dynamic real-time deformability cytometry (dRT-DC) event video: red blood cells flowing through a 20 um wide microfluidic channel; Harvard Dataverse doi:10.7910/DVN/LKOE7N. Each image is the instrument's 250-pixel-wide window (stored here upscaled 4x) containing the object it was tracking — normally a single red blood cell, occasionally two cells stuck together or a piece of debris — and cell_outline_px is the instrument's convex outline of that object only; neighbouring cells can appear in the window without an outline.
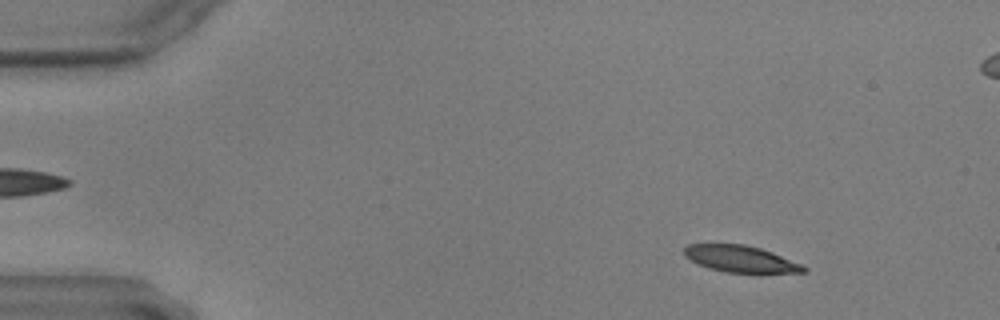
{"species": "common noctule bat (a hibernating species)", "species_latin": "Nyctalus noctula", "temperature_condition": "warm", "stored_images_in_passage": 58, "camera_frame_rate_fps": 3000, "um_per_image_px": 0.085, "animal": {"sex": "male", "body_mass_g": 17.9, "forearm_length_mm": 54.2}, "frame": {"image": 1, "passage_image": 7, "time_ms": 2.0, "image_size_px": [1000, 320], "cell_outline_px": [[808, 268], [804, 272], [728, 272], [708, 268], [684, 256], [684, 248], [688, 244], [744, 244], [760, 248], [772, 252], [800, 264]], "centroid_in_image_um": [62.91, 21.99], "position_along_channel_um": 22.1, "area_um2": 18.09}}
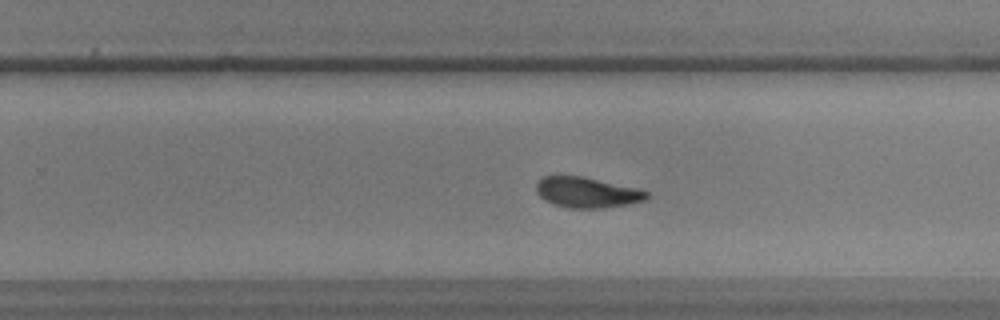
{"frame": {"image": 2, "passage_image": 37, "time_ms": 12.0, "image_size_px": [1000, 320], "cell_outline_px": [[652, 196], [644, 200], [628, 204], [604, 208], [568, 208], [552, 204], [544, 200], [536, 192], [536, 184], [544, 176], [584, 176], [636, 188], [648, 192]], "centroid_in_image_um": [49.89, 16.36], "position_along_channel_um": 279.9, "area_um2": 19.71}}
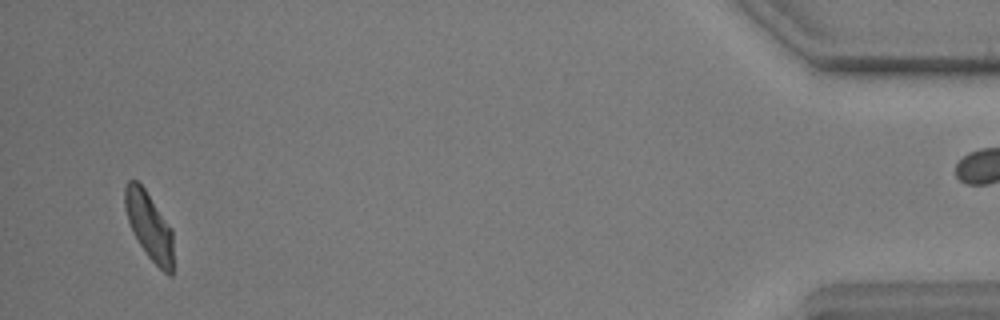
{"frame": {"image": 3, "passage_image": 56, "time_ms": 18.333, "image_size_px": [1000, 320], "cell_outline_px": [[172, 276], [168, 276], [148, 256], [140, 244], [128, 220], [124, 204], [124, 188], [128, 180], [136, 180], [144, 188], [172, 228]], "centroid_in_image_um": [12.68, 19.18], "position_along_channel_um": 422.5, "area_um2": 18.67}}